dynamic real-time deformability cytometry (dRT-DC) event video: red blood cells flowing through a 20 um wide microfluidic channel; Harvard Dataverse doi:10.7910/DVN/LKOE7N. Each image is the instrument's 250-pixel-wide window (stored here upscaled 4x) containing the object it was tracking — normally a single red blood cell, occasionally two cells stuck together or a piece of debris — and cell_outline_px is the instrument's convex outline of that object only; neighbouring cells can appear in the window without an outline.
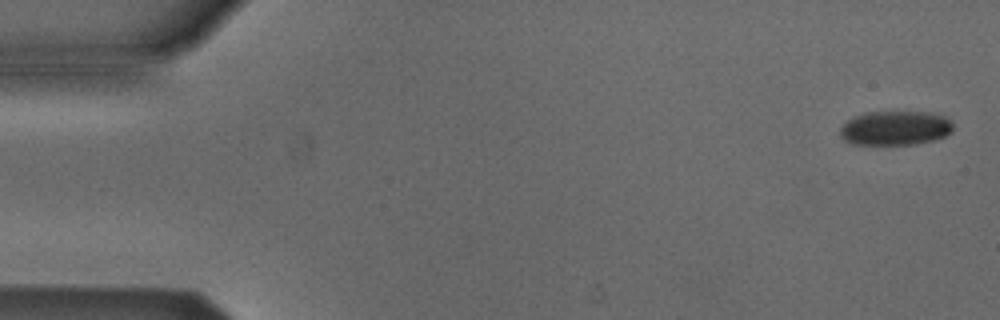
{"species": "Egyptian fruit bat (a non-hibernating species)", "species_latin": "Rousettus aegyptiacus", "temperature_condition": "cold", "stored_images_in_passage": 6, "camera_frame_rate_fps": 3000, "um_per_image_px": 0.085, "animal": {"sex": "male"}, "frame": {"image": 1, "passage_image": 1, "time_ms": 0.0, "image_size_px": [1000, 320], "cell_outline_px": [[952, 132], [936, 140], [916, 144], [852, 144], [844, 140], [840, 136], [840, 128], [848, 120], [856, 116], [868, 112], [928, 112], [944, 116], [952, 124]], "centroid_in_image_um": [76.1, 10.89], "position_along_channel_um": 8.9, "area_um2": 22.48}}
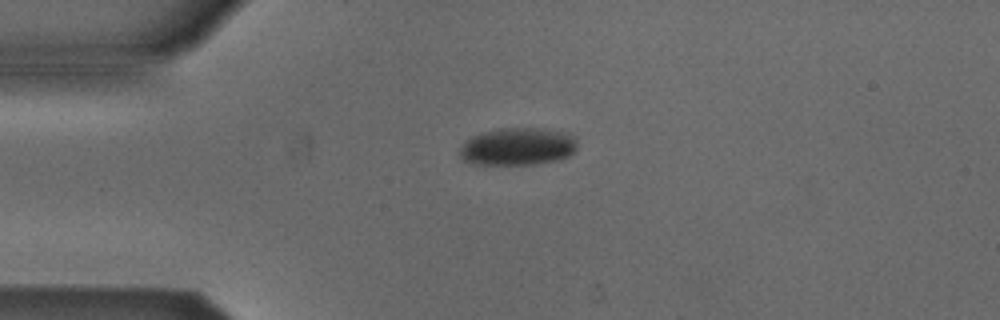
{"frame": {"image": 2, "passage_image": 4, "time_ms": 3.667, "image_size_px": [1000, 320], "cell_outline_px": [[576, 148], [568, 156], [556, 160], [532, 164], [476, 164], [464, 160], [460, 156], [460, 148], [464, 140], [472, 136], [484, 132], [500, 128], [540, 128], [568, 132], [576, 140]], "centroid_in_image_um": [43.99, 12.44], "position_along_channel_um": 41.0, "area_um2": 25.61}}
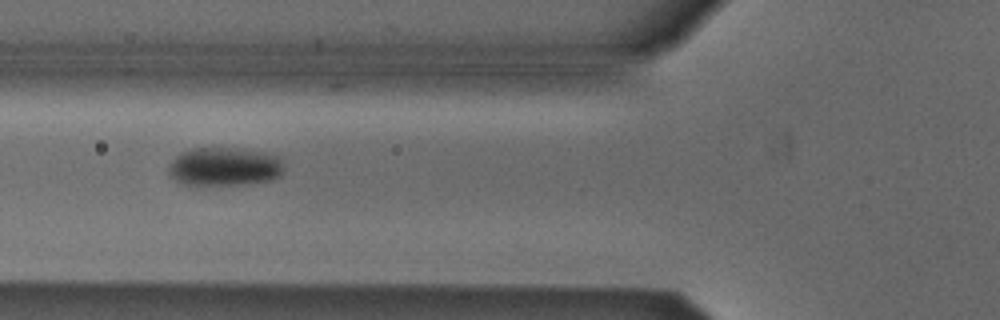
{"frame": {"image": 3, "passage_image": 6, "time_ms": 6.0, "image_size_px": [1000, 320], "cell_outline_px": [[284, 168], [280, 176], [268, 180], [244, 184], [200, 188], [188, 188], [172, 180], [168, 176], [168, 164], [176, 156], [192, 148], [236, 148], [268, 152], [280, 156]], "centroid_in_image_um": [19.0, 14.22], "position_along_channel_um": 106.8, "area_um2": 27.22}}